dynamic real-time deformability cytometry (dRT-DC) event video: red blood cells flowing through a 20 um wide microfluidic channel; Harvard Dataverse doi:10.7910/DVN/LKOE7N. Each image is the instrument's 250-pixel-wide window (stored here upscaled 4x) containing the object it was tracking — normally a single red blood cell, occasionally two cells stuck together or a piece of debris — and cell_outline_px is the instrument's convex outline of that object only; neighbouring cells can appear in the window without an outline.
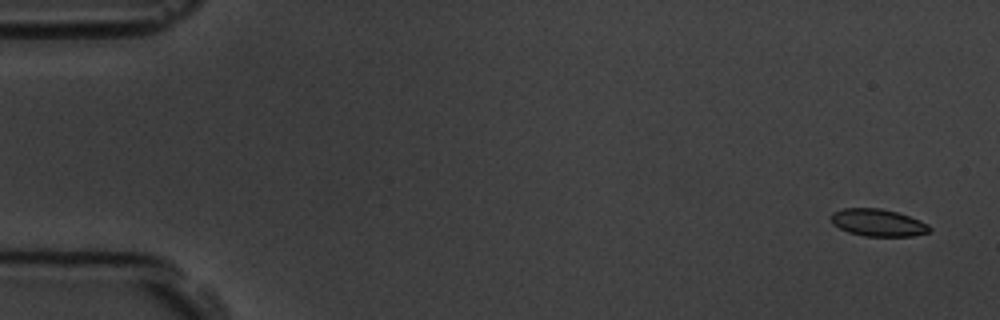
{"species": "common noctule bat (a hibernating species)", "species_latin": "Nyctalus noctula", "temperature_condition": "room temperature", "stored_images_in_passage": 6, "camera_frame_rate_fps": 3000, "um_per_image_px": 0.085, "animal": {"sex": "male", "body_mass_g": 19.5, "forearm_length_mm": 54.6}, "frame": {"image": 1, "passage_image": 1, "time_ms": 0.0, "image_size_px": [1000, 320], "cell_outline_px": [[932, 228], [928, 232], [912, 236], [864, 236], [848, 232], [832, 224], [832, 212], [844, 208], [880, 208], [896, 212], [920, 220], [928, 224]], "centroid_in_image_um": [74.63, 18.92], "position_along_channel_um": 10.4, "area_um2": 15.55}}